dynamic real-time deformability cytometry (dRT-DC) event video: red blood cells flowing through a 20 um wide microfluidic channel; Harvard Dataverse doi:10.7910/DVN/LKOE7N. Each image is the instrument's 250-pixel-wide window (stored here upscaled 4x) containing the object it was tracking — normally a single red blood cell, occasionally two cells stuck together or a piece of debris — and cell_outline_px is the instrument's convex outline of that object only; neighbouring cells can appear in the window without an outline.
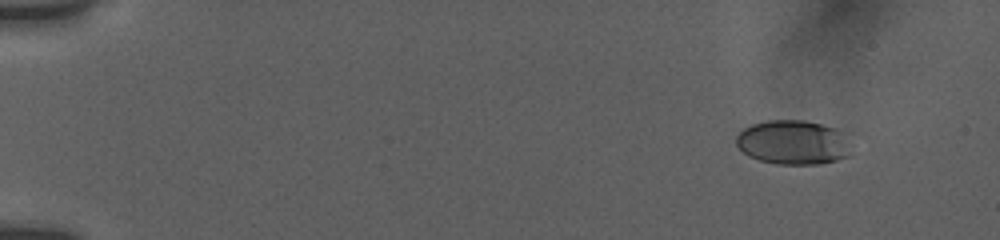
{"species": "human", "species_latin": "Homo sapiens", "temperature_condition": "room temperature", "stored_images_in_passage": 7, "camera_frame_rate_fps": 3000, "um_per_image_px": 0.085, "donor": {"sex": "female"}, "frame": {"image": 1, "passage_image": 2, "time_ms": 1.0, "image_size_px": [1000, 240], "cell_outline_px": [[848, 156], [836, 160], [816, 164], [776, 164], [760, 160], [748, 156], [736, 144], [736, 136], [744, 128], [752, 124], [768, 120], [804, 120], [836, 128], [840, 132], [848, 152]], "centroid_in_image_um": [67.32, 12.1], "position_along_channel_um": 17.7, "area_um2": 29.07}}
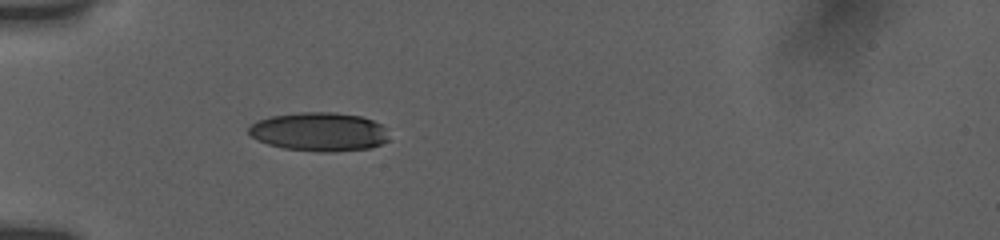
{"frame": {"image": 2, "passage_image": 6, "time_ms": 5.333, "image_size_px": [1000, 240], "cell_outline_px": [[388, 140], [372, 148], [332, 152], [320, 152], [284, 148], [268, 144], [256, 140], [248, 132], [248, 128], [256, 120], [268, 116], [296, 112], [336, 112], [360, 116], [372, 120], [388, 128]], "centroid_in_image_um": [27.13, 11.19], "position_along_channel_um": 57.9, "area_um2": 32.08}}